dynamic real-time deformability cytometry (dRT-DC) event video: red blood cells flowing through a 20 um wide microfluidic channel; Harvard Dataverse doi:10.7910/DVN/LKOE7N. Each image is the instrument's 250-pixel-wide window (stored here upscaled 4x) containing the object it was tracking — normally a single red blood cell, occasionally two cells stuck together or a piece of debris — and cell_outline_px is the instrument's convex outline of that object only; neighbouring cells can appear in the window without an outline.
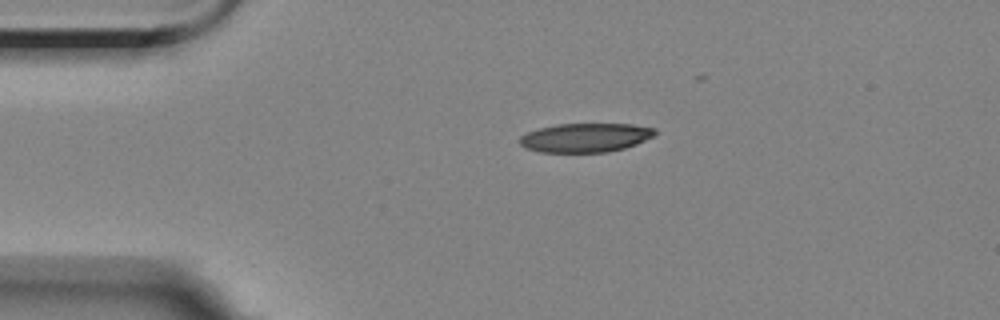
{"species": "Egyptian fruit bat (a non-hibernating species)", "species_latin": "Rousettus aegyptiacus", "temperature_condition": "room temperature", "stored_images_in_passage": 3, "camera_frame_rate_fps": 3000, "um_per_image_px": 0.085, "animal": {"sex": "female"}, "frame": {"image": 1, "passage_image": 1, "time_ms": 0.0, "image_size_px": [1000, 320], "cell_outline_px": [[656, 136], [636, 144], [624, 148], [608, 152], [540, 152], [528, 148], [520, 144], [520, 136], [528, 132], [540, 128], [556, 124], [632, 124], [656, 128]], "centroid_in_image_um": [49.81, 11.69], "position_along_channel_um": 35.2, "area_um2": 22.83}}